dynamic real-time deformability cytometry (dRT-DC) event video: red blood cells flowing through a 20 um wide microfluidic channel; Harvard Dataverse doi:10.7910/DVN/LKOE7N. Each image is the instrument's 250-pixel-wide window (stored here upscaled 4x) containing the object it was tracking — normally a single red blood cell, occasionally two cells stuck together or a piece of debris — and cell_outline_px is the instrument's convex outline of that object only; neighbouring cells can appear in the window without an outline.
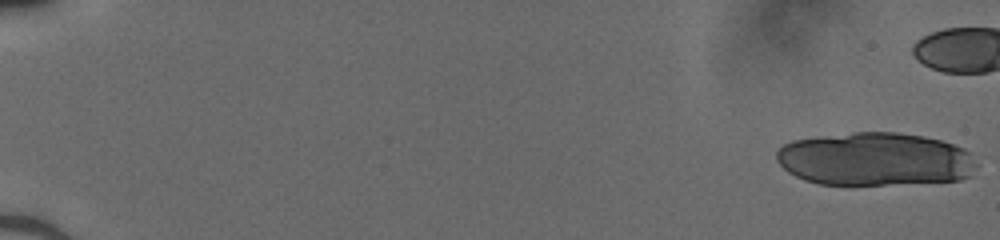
{"species": "human", "species_latin": "Homo sapiens", "temperature_condition": "cold", "stored_images_in_passage": 19, "camera_frame_rate_fps": 3000, "um_per_image_px": 0.085, "donor": {"sex": "male"}, "frame": {"image": 1, "passage_image": 1, "time_ms": 0.0, "image_size_px": [1000, 240], "cell_outline_px": [[976, 164], [972, 176], [960, 180], [884, 184], [820, 184], [804, 180], [788, 172], [776, 160], [776, 152], [784, 144], [792, 140], [820, 136], [856, 132], [896, 132], [924, 136], [940, 140], [964, 148], [972, 152]], "centroid_in_image_um": [74.39, 13.52], "position_along_channel_um": 10.6, "area_um2": 62.19}}